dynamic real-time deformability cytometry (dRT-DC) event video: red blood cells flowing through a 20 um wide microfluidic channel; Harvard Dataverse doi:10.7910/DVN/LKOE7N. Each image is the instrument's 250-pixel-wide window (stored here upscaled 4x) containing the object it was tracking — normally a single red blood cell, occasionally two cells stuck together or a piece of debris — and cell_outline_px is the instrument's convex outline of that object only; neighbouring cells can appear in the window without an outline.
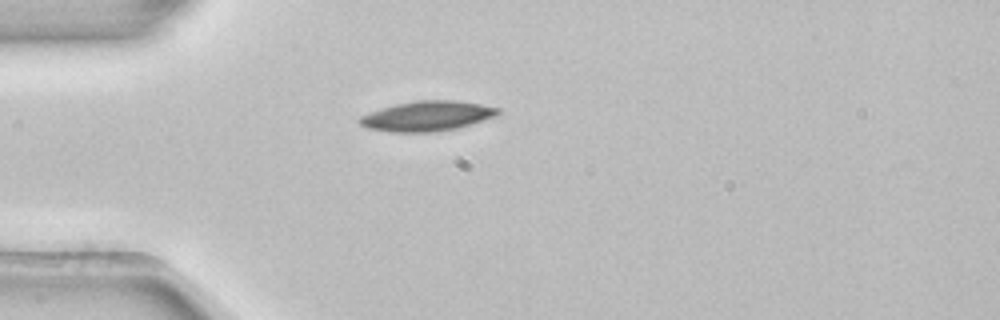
{"species": "common noctule bat (a hibernating species)", "species_latin": "Nyctalus noctula", "temperature_condition": "room temperature", "stored_images_in_passage": 2, "camera_frame_rate_fps": 3000, "um_per_image_px": 0.085, "animal": {"sex": "female", "body_mass_g": 22.7, "forearm_length_mm": 54.2}, "frame": {"image": 1, "passage_image": 2, "time_ms": 0.333, "image_size_px": [1000, 320], "cell_outline_px": [[500, 112], [496, 116], [456, 128], [432, 132], [392, 132], [368, 128], [360, 124], [356, 120], [360, 116], [368, 112], [396, 104], [420, 100], [456, 100], [480, 104], [500, 108]], "centroid_in_image_um": [36.28, 9.86], "position_along_channel_um": 48.7, "area_um2": 24.04}}